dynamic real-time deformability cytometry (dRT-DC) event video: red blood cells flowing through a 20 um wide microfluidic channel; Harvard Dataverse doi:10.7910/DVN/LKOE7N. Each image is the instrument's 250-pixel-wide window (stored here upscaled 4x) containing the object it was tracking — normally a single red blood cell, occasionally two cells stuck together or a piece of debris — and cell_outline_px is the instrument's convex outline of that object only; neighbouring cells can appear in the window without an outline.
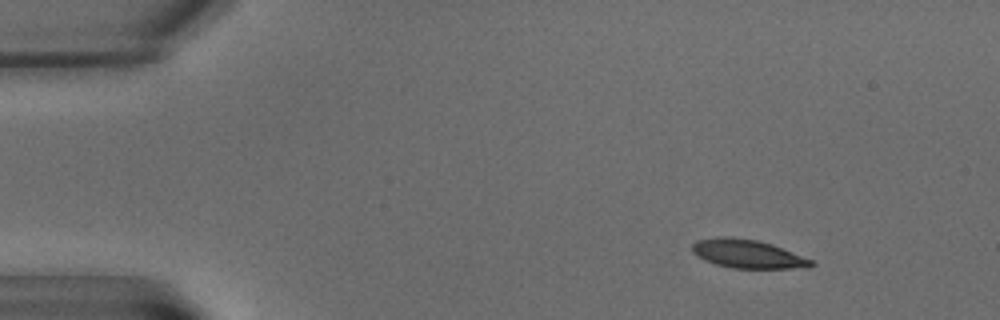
{"species": "common noctule bat (a hibernating species)", "species_latin": "Nyctalus noctula", "temperature_condition": "warm", "stored_images_in_passage": 6, "camera_frame_rate_fps": 3000, "um_per_image_px": 0.085, "animal": {"sex": "male", "body_mass_g": 15.6}, "frame": {"image": 1, "passage_image": 3, "time_ms": 2.333, "image_size_px": [1000, 320], "cell_outline_px": [[816, 264], [808, 268], [732, 268], [716, 264], [704, 260], [692, 252], [692, 244], [696, 240], [716, 236], [728, 236], [756, 240], [772, 244], [812, 260]], "centroid_in_image_um": [63.52, 21.57], "position_along_channel_um": 21.5, "area_um2": 19.83}}
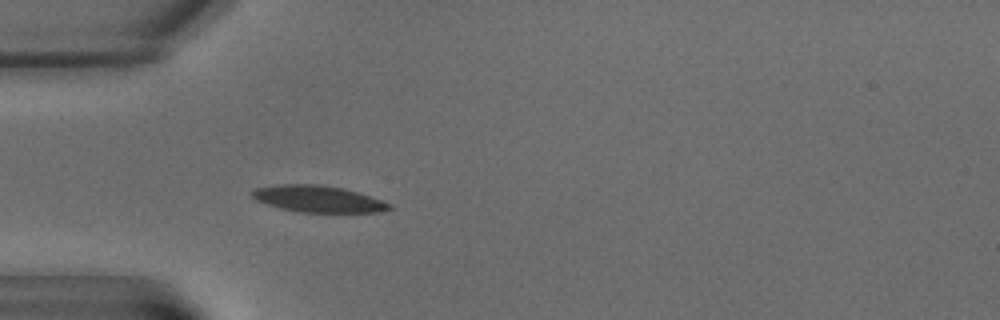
{"frame": {"image": 2, "passage_image": 6, "time_ms": 6.667, "image_size_px": [1000, 320], "cell_outline_px": [[392, 208], [380, 212], [300, 212], [280, 208], [256, 200], [248, 192], [256, 188], [276, 184], [320, 184], [344, 188], [392, 204]], "centroid_in_image_um": [26.99, 16.9], "position_along_channel_um": 58.0, "area_um2": 21.21}}